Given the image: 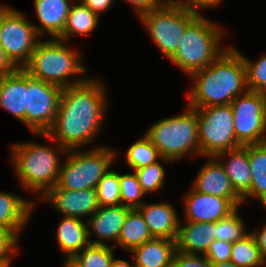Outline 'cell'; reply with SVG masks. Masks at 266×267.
Masks as SVG:
<instances>
[{
	"label": "cell",
	"mask_w": 266,
	"mask_h": 267,
	"mask_svg": "<svg viewBox=\"0 0 266 267\" xmlns=\"http://www.w3.org/2000/svg\"><path fill=\"white\" fill-rule=\"evenodd\" d=\"M101 79L90 75L62 89L55 122L46 132L52 141L67 150L95 148L90 144L100 135L110 109L107 86Z\"/></svg>",
	"instance_id": "1"
},
{
	"label": "cell",
	"mask_w": 266,
	"mask_h": 267,
	"mask_svg": "<svg viewBox=\"0 0 266 267\" xmlns=\"http://www.w3.org/2000/svg\"><path fill=\"white\" fill-rule=\"evenodd\" d=\"M192 86L187 94L190 108L227 105L247 89L246 69L241 52L233 45L209 66L189 76Z\"/></svg>",
	"instance_id": "2"
},
{
	"label": "cell",
	"mask_w": 266,
	"mask_h": 267,
	"mask_svg": "<svg viewBox=\"0 0 266 267\" xmlns=\"http://www.w3.org/2000/svg\"><path fill=\"white\" fill-rule=\"evenodd\" d=\"M34 136L55 144H40L34 140L10 144L9 163L12 165L21 188L35 197L33 201L36 207L38 201L56 186L62 159H64L61 156L68 150L56 141H52L46 133H34Z\"/></svg>",
	"instance_id": "3"
},
{
	"label": "cell",
	"mask_w": 266,
	"mask_h": 267,
	"mask_svg": "<svg viewBox=\"0 0 266 267\" xmlns=\"http://www.w3.org/2000/svg\"><path fill=\"white\" fill-rule=\"evenodd\" d=\"M70 42L57 38L42 39L33 51L23 69L32 77L52 83L61 88L75 86L89 76L80 50L70 46ZM85 64V65H84Z\"/></svg>",
	"instance_id": "4"
},
{
	"label": "cell",
	"mask_w": 266,
	"mask_h": 267,
	"mask_svg": "<svg viewBox=\"0 0 266 267\" xmlns=\"http://www.w3.org/2000/svg\"><path fill=\"white\" fill-rule=\"evenodd\" d=\"M224 28L203 15H197L186 27L174 54L168 59L171 64L188 77L209 66L225 49L222 41Z\"/></svg>",
	"instance_id": "5"
},
{
	"label": "cell",
	"mask_w": 266,
	"mask_h": 267,
	"mask_svg": "<svg viewBox=\"0 0 266 267\" xmlns=\"http://www.w3.org/2000/svg\"><path fill=\"white\" fill-rule=\"evenodd\" d=\"M185 108L180 114L152 123L144 132L161 157L173 163L185 156L201 158L198 115L195 109Z\"/></svg>",
	"instance_id": "6"
},
{
	"label": "cell",
	"mask_w": 266,
	"mask_h": 267,
	"mask_svg": "<svg viewBox=\"0 0 266 267\" xmlns=\"http://www.w3.org/2000/svg\"><path fill=\"white\" fill-rule=\"evenodd\" d=\"M107 145L88 149H71L62 156L57 186L61 189H96L104 174L114 165L118 151Z\"/></svg>",
	"instance_id": "7"
},
{
	"label": "cell",
	"mask_w": 266,
	"mask_h": 267,
	"mask_svg": "<svg viewBox=\"0 0 266 267\" xmlns=\"http://www.w3.org/2000/svg\"><path fill=\"white\" fill-rule=\"evenodd\" d=\"M197 16L175 0H165L160 6L139 17L160 53L169 59L178 47L187 25Z\"/></svg>",
	"instance_id": "8"
},
{
	"label": "cell",
	"mask_w": 266,
	"mask_h": 267,
	"mask_svg": "<svg viewBox=\"0 0 266 267\" xmlns=\"http://www.w3.org/2000/svg\"><path fill=\"white\" fill-rule=\"evenodd\" d=\"M27 15L8 4H0V43L9 60L23 68L42 40Z\"/></svg>",
	"instance_id": "9"
},
{
	"label": "cell",
	"mask_w": 266,
	"mask_h": 267,
	"mask_svg": "<svg viewBox=\"0 0 266 267\" xmlns=\"http://www.w3.org/2000/svg\"><path fill=\"white\" fill-rule=\"evenodd\" d=\"M193 109L198 115L201 158L241 147L235 136L230 104Z\"/></svg>",
	"instance_id": "10"
},
{
	"label": "cell",
	"mask_w": 266,
	"mask_h": 267,
	"mask_svg": "<svg viewBox=\"0 0 266 267\" xmlns=\"http://www.w3.org/2000/svg\"><path fill=\"white\" fill-rule=\"evenodd\" d=\"M62 89L58 85L32 78L26 72L25 125L32 134L46 133L53 126Z\"/></svg>",
	"instance_id": "11"
},
{
	"label": "cell",
	"mask_w": 266,
	"mask_h": 267,
	"mask_svg": "<svg viewBox=\"0 0 266 267\" xmlns=\"http://www.w3.org/2000/svg\"><path fill=\"white\" fill-rule=\"evenodd\" d=\"M230 105L237 142L241 146L266 142V96L247 90Z\"/></svg>",
	"instance_id": "12"
},
{
	"label": "cell",
	"mask_w": 266,
	"mask_h": 267,
	"mask_svg": "<svg viewBox=\"0 0 266 267\" xmlns=\"http://www.w3.org/2000/svg\"><path fill=\"white\" fill-rule=\"evenodd\" d=\"M50 203L58 214L87 221L99 208L96 189L68 190L57 185L41 199Z\"/></svg>",
	"instance_id": "13"
},
{
	"label": "cell",
	"mask_w": 266,
	"mask_h": 267,
	"mask_svg": "<svg viewBox=\"0 0 266 267\" xmlns=\"http://www.w3.org/2000/svg\"><path fill=\"white\" fill-rule=\"evenodd\" d=\"M188 191L183 195L184 222L215 223L237 209L227 198L200 193L191 186Z\"/></svg>",
	"instance_id": "14"
},
{
	"label": "cell",
	"mask_w": 266,
	"mask_h": 267,
	"mask_svg": "<svg viewBox=\"0 0 266 267\" xmlns=\"http://www.w3.org/2000/svg\"><path fill=\"white\" fill-rule=\"evenodd\" d=\"M207 158V160H206ZM191 187L200 193L229 199L237 208L243 205L242 197L233 188L221 163L214 156L204 158Z\"/></svg>",
	"instance_id": "15"
},
{
	"label": "cell",
	"mask_w": 266,
	"mask_h": 267,
	"mask_svg": "<svg viewBox=\"0 0 266 267\" xmlns=\"http://www.w3.org/2000/svg\"><path fill=\"white\" fill-rule=\"evenodd\" d=\"M131 208L123 206H99L98 210L87 220L88 240L93 245H108L113 247L118 242V237L125 217ZM91 237H95L93 240Z\"/></svg>",
	"instance_id": "16"
},
{
	"label": "cell",
	"mask_w": 266,
	"mask_h": 267,
	"mask_svg": "<svg viewBox=\"0 0 266 267\" xmlns=\"http://www.w3.org/2000/svg\"><path fill=\"white\" fill-rule=\"evenodd\" d=\"M33 1L34 14L38 20V23L34 22L33 25L38 34L43 38L46 36L50 39L58 38L63 33L74 0Z\"/></svg>",
	"instance_id": "17"
},
{
	"label": "cell",
	"mask_w": 266,
	"mask_h": 267,
	"mask_svg": "<svg viewBox=\"0 0 266 267\" xmlns=\"http://www.w3.org/2000/svg\"><path fill=\"white\" fill-rule=\"evenodd\" d=\"M35 202L17 193L0 190V228L11 230L18 238L35 212Z\"/></svg>",
	"instance_id": "18"
},
{
	"label": "cell",
	"mask_w": 266,
	"mask_h": 267,
	"mask_svg": "<svg viewBox=\"0 0 266 267\" xmlns=\"http://www.w3.org/2000/svg\"><path fill=\"white\" fill-rule=\"evenodd\" d=\"M154 238L175 240L179 229L180 217L174 205L167 201L145 202L137 208Z\"/></svg>",
	"instance_id": "19"
},
{
	"label": "cell",
	"mask_w": 266,
	"mask_h": 267,
	"mask_svg": "<svg viewBox=\"0 0 266 267\" xmlns=\"http://www.w3.org/2000/svg\"><path fill=\"white\" fill-rule=\"evenodd\" d=\"M216 239L215 223L183 222L180 220L176 251L186 254L205 255L210 244Z\"/></svg>",
	"instance_id": "20"
},
{
	"label": "cell",
	"mask_w": 266,
	"mask_h": 267,
	"mask_svg": "<svg viewBox=\"0 0 266 267\" xmlns=\"http://www.w3.org/2000/svg\"><path fill=\"white\" fill-rule=\"evenodd\" d=\"M0 108L25 125L26 71L23 68L0 76Z\"/></svg>",
	"instance_id": "21"
},
{
	"label": "cell",
	"mask_w": 266,
	"mask_h": 267,
	"mask_svg": "<svg viewBox=\"0 0 266 267\" xmlns=\"http://www.w3.org/2000/svg\"><path fill=\"white\" fill-rule=\"evenodd\" d=\"M214 157L221 163L233 188L242 197L250 189L252 181L248 145L218 153Z\"/></svg>",
	"instance_id": "22"
},
{
	"label": "cell",
	"mask_w": 266,
	"mask_h": 267,
	"mask_svg": "<svg viewBox=\"0 0 266 267\" xmlns=\"http://www.w3.org/2000/svg\"><path fill=\"white\" fill-rule=\"evenodd\" d=\"M55 239L57 247L65 255V259L74 258L90 244L87 221L62 216L55 232Z\"/></svg>",
	"instance_id": "23"
},
{
	"label": "cell",
	"mask_w": 266,
	"mask_h": 267,
	"mask_svg": "<svg viewBox=\"0 0 266 267\" xmlns=\"http://www.w3.org/2000/svg\"><path fill=\"white\" fill-rule=\"evenodd\" d=\"M175 240L154 238L134 248L130 254L136 267H171Z\"/></svg>",
	"instance_id": "24"
},
{
	"label": "cell",
	"mask_w": 266,
	"mask_h": 267,
	"mask_svg": "<svg viewBox=\"0 0 266 267\" xmlns=\"http://www.w3.org/2000/svg\"><path fill=\"white\" fill-rule=\"evenodd\" d=\"M248 153L252 181L250 189L242 196L243 204L256 198L266 209V142L248 145Z\"/></svg>",
	"instance_id": "25"
},
{
	"label": "cell",
	"mask_w": 266,
	"mask_h": 267,
	"mask_svg": "<svg viewBox=\"0 0 266 267\" xmlns=\"http://www.w3.org/2000/svg\"><path fill=\"white\" fill-rule=\"evenodd\" d=\"M152 239L154 237L144 217L137 208H134L128 211L118 237V242L114 248L118 246L130 253L134 248Z\"/></svg>",
	"instance_id": "26"
},
{
	"label": "cell",
	"mask_w": 266,
	"mask_h": 267,
	"mask_svg": "<svg viewBox=\"0 0 266 267\" xmlns=\"http://www.w3.org/2000/svg\"><path fill=\"white\" fill-rule=\"evenodd\" d=\"M76 2L74 1L75 4L71 6L63 33L57 38L59 40L70 42L74 39L72 36H89L99 26L100 17L79 0Z\"/></svg>",
	"instance_id": "27"
},
{
	"label": "cell",
	"mask_w": 266,
	"mask_h": 267,
	"mask_svg": "<svg viewBox=\"0 0 266 267\" xmlns=\"http://www.w3.org/2000/svg\"><path fill=\"white\" fill-rule=\"evenodd\" d=\"M230 261L239 267H266V261L251 232L233 242Z\"/></svg>",
	"instance_id": "28"
},
{
	"label": "cell",
	"mask_w": 266,
	"mask_h": 267,
	"mask_svg": "<svg viewBox=\"0 0 266 267\" xmlns=\"http://www.w3.org/2000/svg\"><path fill=\"white\" fill-rule=\"evenodd\" d=\"M125 162L132 171L161 160L158 149L151 140L143 134L125 151Z\"/></svg>",
	"instance_id": "29"
},
{
	"label": "cell",
	"mask_w": 266,
	"mask_h": 267,
	"mask_svg": "<svg viewBox=\"0 0 266 267\" xmlns=\"http://www.w3.org/2000/svg\"><path fill=\"white\" fill-rule=\"evenodd\" d=\"M162 163H173L171 160L166 158H161V161H157L148 166H144L134 170V173L137 175L138 181L142 190L145 194L153 193L163 189L164 184L166 183V168L161 164ZM165 168V169H164Z\"/></svg>",
	"instance_id": "30"
},
{
	"label": "cell",
	"mask_w": 266,
	"mask_h": 267,
	"mask_svg": "<svg viewBox=\"0 0 266 267\" xmlns=\"http://www.w3.org/2000/svg\"><path fill=\"white\" fill-rule=\"evenodd\" d=\"M110 245L89 244L73 259L82 267H110L115 256V250Z\"/></svg>",
	"instance_id": "31"
},
{
	"label": "cell",
	"mask_w": 266,
	"mask_h": 267,
	"mask_svg": "<svg viewBox=\"0 0 266 267\" xmlns=\"http://www.w3.org/2000/svg\"><path fill=\"white\" fill-rule=\"evenodd\" d=\"M244 219L239 214V207L226 218L215 222L216 239L233 243L249 232L246 230Z\"/></svg>",
	"instance_id": "32"
},
{
	"label": "cell",
	"mask_w": 266,
	"mask_h": 267,
	"mask_svg": "<svg viewBox=\"0 0 266 267\" xmlns=\"http://www.w3.org/2000/svg\"><path fill=\"white\" fill-rule=\"evenodd\" d=\"M110 168L97 184V200L99 206L120 205V173Z\"/></svg>",
	"instance_id": "33"
},
{
	"label": "cell",
	"mask_w": 266,
	"mask_h": 267,
	"mask_svg": "<svg viewBox=\"0 0 266 267\" xmlns=\"http://www.w3.org/2000/svg\"><path fill=\"white\" fill-rule=\"evenodd\" d=\"M241 55L246 69L247 89L266 96V53L255 61L250 60L243 53Z\"/></svg>",
	"instance_id": "34"
},
{
	"label": "cell",
	"mask_w": 266,
	"mask_h": 267,
	"mask_svg": "<svg viewBox=\"0 0 266 267\" xmlns=\"http://www.w3.org/2000/svg\"><path fill=\"white\" fill-rule=\"evenodd\" d=\"M120 204L131 209L138 208L145 203V193L140 186L137 175L120 173Z\"/></svg>",
	"instance_id": "35"
},
{
	"label": "cell",
	"mask_w": 266,
	"mask_h": 267,
	"mask_svg": "<svg viewBox=\"0 0 266 267\" xmlns=\"http://www.w3.org/2000/svg\"><path fill=\"white\" fill-rule=\"evenodd\" d=\"M19 240L11 230L0 228V266L10 267L15 255H18ZM19 248V249H18Z\"/></svg>",
	"instance_id": "36"
},
{
	"label": "cell",
	"mask_w": 266,
	"mask_h": 267,
	"mask_svg": "<svg viewBox=\"0 0 266 267\" xmlns=\"http://www.w3.org/2000/svg\"><path fill=\"white\" fill-rule=\"evenodd\" d=\"M233 243L215 239L204 255L211 263L230 261Z\"/></svg>",
	"instance_id": "37"
},
{
	"label": "cell",
	"mask_w": 266,
	"mask_h": 267,
	"mask_svg": "<svg viewBox=\"0 0 266 267\" xmlns=\"http://www.w3.org/2000/svg\"><path fill=\"white\" fill-rule=\"evenodd\" d=\"M171 267H211V262L204 255L175 251Z\"/></svg>",
	"instance_id": "38"
},
{
	"label": "cell",
	"mask_w": 266,
	"mask_h": 267,
	"mask_svg": "<svg viewBox=\"0 0 266 267\" xmlns=\"http://www.w3.org/2000/svg\"><path fill=\"white\" fill-rule=\"evenodd\" d=\"M180 6L197 15H202L203 9L217 8L223 0H175ZM202 9V10H201Z\"/></svg>",
	"instance_id": "39"
},
{
	"label": "cell",
	"mask_w": 266,
	"mask_h": 267,
	"mask_svg": "<svg viewBox=\"0 0 266 267\" xmlns=\"http://www.w3.org/2000/svg\"><path fill=\"white\" fill-rule=\"evenodd\" d=\"M123 1V0H122ZM133 7L137 18L160 6L165 0H124Z\"/></svg>",
	"instance_id": "40"
},
{
	"label": "cell",
	"mask_w": 266,
	"mask_h": 267,
	"mask_svg": "<svg viewBox=\"0 0 266 267\" xmlns=\"http://www.w3.org/2000/svg\"><path fill=\"white\" fill-rule=\"evenodd\" d=\"M83 5L87 6L93 13L98 16L110 11L113 7L115 0H79Z\"/></svg>",
	"instance_id": "41"
},
{
	"label": "cell",
	"mask_w": 266,
	"mask_h": 267,
	"mask_svg": "<svg viewBox=\"0 0 266 267\" xmlns=\"http://www.w3.org/2000/svg\"><path fill=\"white\" fill-rule=\"evenodd\" d=\"M262 225V228L254 229L251 233L256 239L263 259L266 261V222L262 223Z\"/></svg>",
	"instance_id": "42"
},
{
	"label": "cell",
	"mask_w": 266,
	"mask_h": 267,
	"mask_svg": "<svg viewBox=\"0 0 266 267\" xmlns=\"http://www.w3.org/2000/svg\"><path fill=\"white\" fill-rule=\"evenodd\" d=\"M18 68L9 60L0 43V76L8 75L16 71Z\"/></svg>",
	"instance_id": "43"
},
{
	"label": "cell",
	"mask_w": 266,
	"mask_h": 267,
	"mask_svg": "<svg viewBox=\"0 0 266 267\" xmlns=\"http://www.w3.org/2000/svg\"><path fill=\"white\" fill-rule=\"evenodd\" d=\"M110 267H136V265L134 261L132 262V265H131V262H128L125 259H120L114 256Z\"/></svg>",
	"instance_id": "44"
},
{
	"label": "cell",
	"mask_w": 266,
	"mask_h": 267,
	"mask_svg": "<svg viewBox=\"0 0 266 267\" xmlns=\"http://www.w3.org/2000/svg\"><path fill=\"white\" fill-rule=\"evenodd\" d=\"M63 267H82L80 264H78L73 258H64L63 259Z\"/></svg>",
	"instance_id": "45"
},
{
	"label": "cell",
	"mask_w": 266,
	"mask_h": 267,
	"mask_svg": "<svg viewBox=\"0 0 266 267\" xmlns=\"http://www.w3.org/2000/svg\"><path fill=\"white\" fill-rule=\"evenodd\" d=\"M211 267H239L231 261L227 262H219V263H211Z\"/></svg>",
	"instance_id": "46"
}]
</instances>
